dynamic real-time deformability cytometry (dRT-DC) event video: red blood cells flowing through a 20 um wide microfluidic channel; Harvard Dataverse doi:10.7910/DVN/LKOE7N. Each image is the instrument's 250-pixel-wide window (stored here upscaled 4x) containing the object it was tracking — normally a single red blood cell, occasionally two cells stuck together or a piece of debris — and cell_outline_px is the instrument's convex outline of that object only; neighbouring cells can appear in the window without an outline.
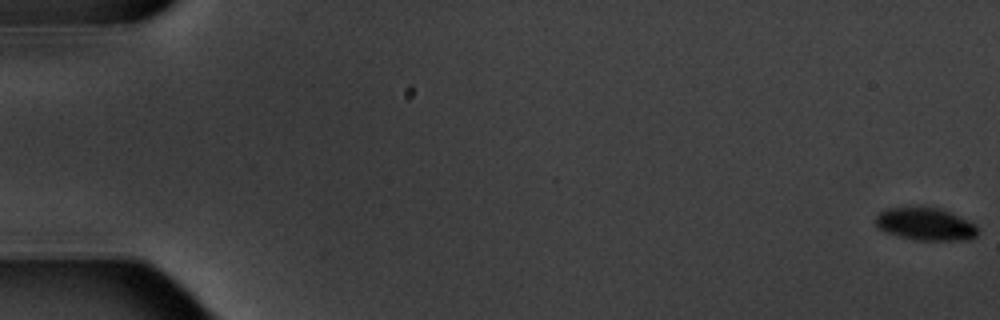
{"species": "common noctule bat (a hibernating species)", "species_latin": "Nyctalus noctula", "temperature_condition": "warm", "stored_images_in_passage": 12, "camera_frame_rate_fps": 3000, "um_per_image_px": 0.085, "animal": {"sex": "male", "body_mass_g": 20.1, "forearm_length_mm": 53.5}, "frame": {"image": 1, "passage_image": 1, "time_ms": 0.0, "image_size_px": [1000, 320], "cell_outline_px": [[976, 236], [968, 240], [916, 240], [884, 232], [876, 228], [876, 216], [880, 212], [888, 208], [940, 208], [976, 224]], "centroid_in_image_um": [78.64, 19.07], "position_along_channel_um": 6.4, "area_um2": 19.13}}
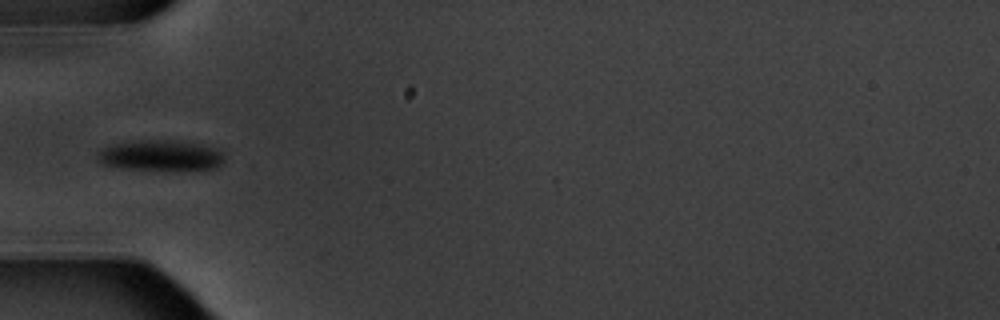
{"frame": {"image": 2, "passage_image": 6, "time_ms": 6.667, "image_size_px": [1000, 320], "cell_outline_px": [[224, 164], [216, 168], [120, 168], [100, 164], [96, 160], [96, 152], [100, 148], [116, 144], [140, 140], [172, 140], [200, 144], [212, 148], [220, 152], [224, 156]], "centroid_in_image_um": [13.57, 13.19], "position_along_channel_um": 71.4, "area_um2": 22.08}}